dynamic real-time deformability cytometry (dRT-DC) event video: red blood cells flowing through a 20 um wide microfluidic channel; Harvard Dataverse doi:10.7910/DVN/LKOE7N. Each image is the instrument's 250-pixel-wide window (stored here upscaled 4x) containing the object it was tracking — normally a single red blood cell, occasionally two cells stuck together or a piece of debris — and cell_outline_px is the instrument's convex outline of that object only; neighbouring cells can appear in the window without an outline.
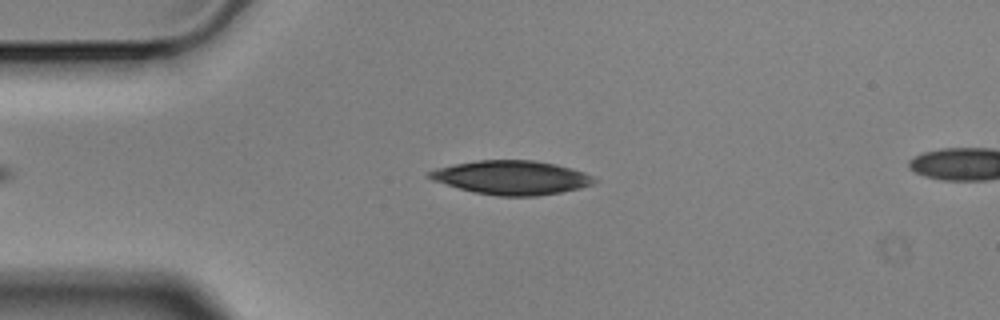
{"species": "Egyptian fruit bat (a non-hibernating species)", "species_latin": "Rousettus aegyptiacus", "temperature_condition": "cold", "stored_images_in_passage": 5, "segment_of_instrument_passage": [1, 2], "camera_frame_rate_fps": 3000, "um_per_image_px": 0.085, "animal": {"sex": "male"}, "frame": {"image": 1, "passage_image": 3, "time_ms": 0.667, "image_size_px": [1000, 320], "cell_outline_px": [[600, 180], [592, 184], [580, 188], [560, 192], [536, 196], [496, 196], [476, 192], [460, 188], [432, 180], [424, 176], [428, 172], [436, 168], [476, 160], [532, 160], [556, 164], [572, 168], [584, 172]], "centroid_in_image_um": [43.5, 15.09], "position_along_channel_um": 41.5, "area_um2": 32.54}}